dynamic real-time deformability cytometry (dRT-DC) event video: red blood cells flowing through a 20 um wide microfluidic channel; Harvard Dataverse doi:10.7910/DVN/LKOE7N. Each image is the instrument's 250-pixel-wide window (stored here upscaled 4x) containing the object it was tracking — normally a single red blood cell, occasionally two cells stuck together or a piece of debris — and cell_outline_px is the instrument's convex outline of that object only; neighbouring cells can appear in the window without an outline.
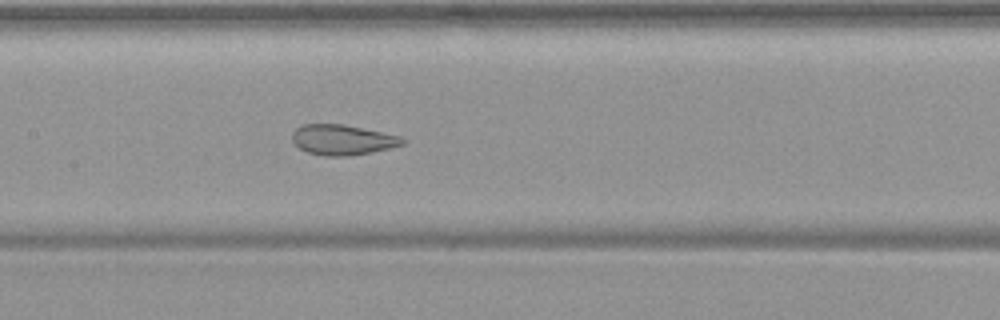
{"species": "common noctule bat (a hibernating species)", "species_latin": "Nyctalus noctula", "temperature_condition": "warm", "stored_images_in_passage": 55, "camera_frame_rate_fps": 3000, "um_per_image_px": 0.085, "animal": {"sex": "female", "body_mass_g": 19.9}, "frame": {"image": 1, "passage_image": 27, "time_ms": 8.667, "image_size_px": [1000, 320], "cell_outline_px": [[408, 140], [404, 144], [392, 148], [372, 152], [348, 156], [324, 156], [308, 152], [300, 148], [292, 140], [292, 132], [300, 124], [344, 124], [400, 136]], "centroid_in_image_um": [29.13, 11.88], "position_along_channel_um": 178.3, "area_um2": 19.59}}
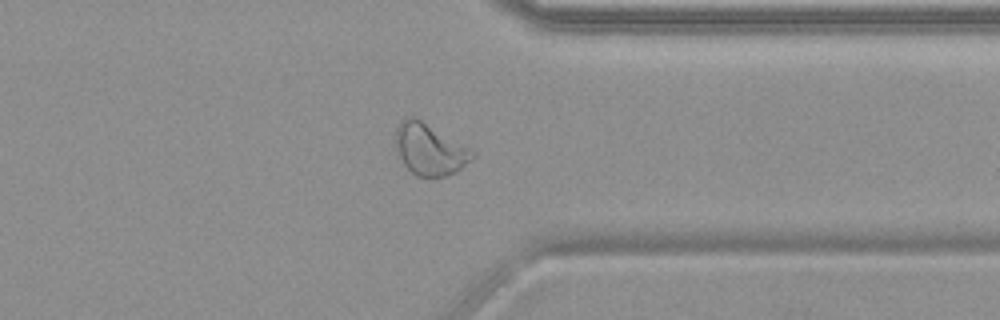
{"frame": {"image": 2, "passage_image": 43, "time_ms": 14.0, "image_size_px": [1000, 320], "cell_outline_px": [[476, 156], [456, 172], [432, 180], [416, 176], [396, 156], [396, 128], [400, 120], [404, 116], [416, 116], [476, 152]], "centroid_in_image_um": [36.49, 12.7], "position_along_channel_um": 374.9, "area_um2": 23.64}}
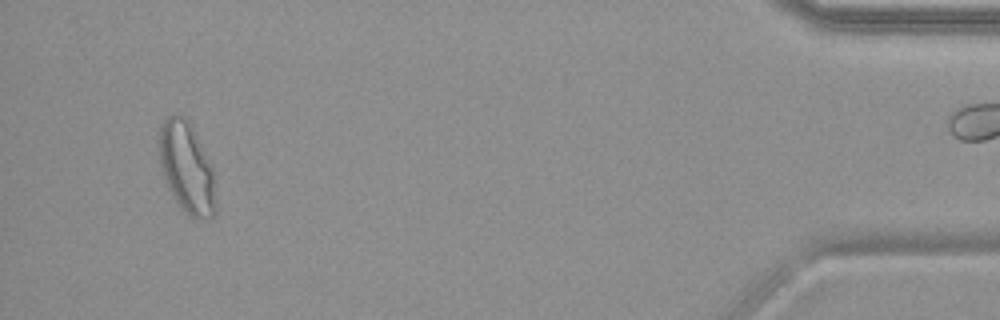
{"frame": {"image": 3, "passage_image": 52, "time_ms": 17.0, "image_size_px": [1000, 320], "cell_outline_px": [[216, 212], [212, 220], [200, 220], [192, 216], [180, 208], [176, 204], [168, 188], [160, 164], [156, 144], [160, 124], [168, 116], [184, 116], [188, 120], [212, 164], [216, 204]], "centroid_in_image_um": [15.86, 14.29], "position_along_channel_um": 419.3, "area_um2": 30.63}, "authors_computed_cell_mechanics": {"area_um2": 26.0678, "velocity_mm_per_s": 3.7388, "shape_relaxation_time_tau1_ms": null, "shape_relaxation_time_tau2_ms": 1.1664, "deformation_change_tau1": null, "deformation_change_tau2": 0.0786}}